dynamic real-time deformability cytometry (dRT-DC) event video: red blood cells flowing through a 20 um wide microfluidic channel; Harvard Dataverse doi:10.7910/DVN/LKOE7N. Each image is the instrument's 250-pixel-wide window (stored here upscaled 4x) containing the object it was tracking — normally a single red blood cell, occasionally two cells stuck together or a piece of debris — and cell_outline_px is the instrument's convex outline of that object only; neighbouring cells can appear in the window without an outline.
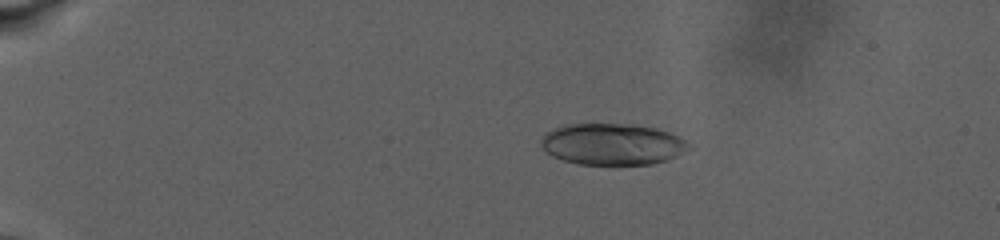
{"species": "human", "species_latin": "Homo sapiens", "temperature_condition": "warm", "stored_images_in_passage": 30, "camera_frame_rate_fps": 3000, "um_per_image_px": 0.085, "donor": {"sex": "male"}, "frame": {"image": 1, "passage_image": 13, "time_ms": 6.0, "image_size_px": [1000, 240], "cell_outline_px": [[688, 144], [676, 156], [668, 160], [652, 164], [576, 164], [552, 156], [544, 148], [540, 140], [544, 132], [564, 124], [632, 124], [656, 128], [668, 132], [684, 140]], "centroid_in_image_um": [51.97, 12.25], "position_along_channel_um": 33.0, "area_um2": 35.32}}
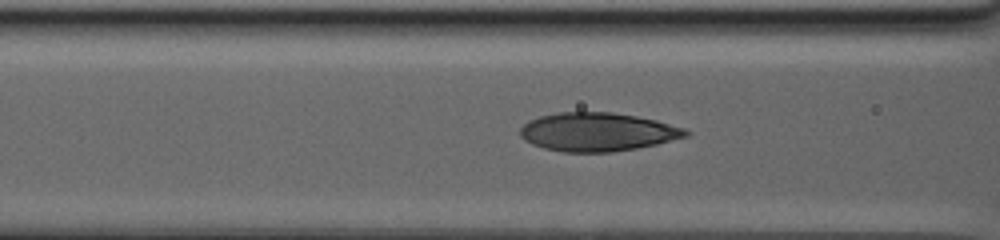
{"frame": {"image": 2, "passage_image": 24, "time_ms": 12.333, "image_size_px": [1000, 240], "cell_outline_px": [[692, 132], [688, 136], [656, 144], [636, 148], [612, 152], [564, 152], [544, 148], [532, 144], [524, 140], [520, 136], [520, 128], [528, 120], [540, 116], [556, 112], [612, 112], [636, 116], [656, 120], [684, 128]], "centroid_in_image_um": [50.77, 11.21], "position_along_channel_um": 115.8, "area_um2": 37.28}}
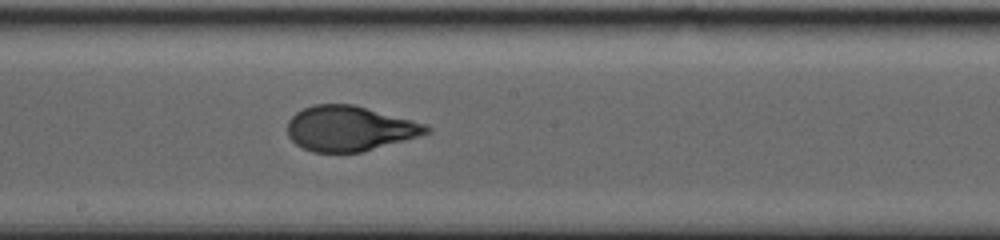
{"frame": {"image": 3, "passage_image": 30, "time_ms": 16.0, "image_size_px": [1000, 240], "cell_outline_px": [[432, 132], [420, 136], [360, 152], [312, 152], [296, 144], [288, 136], [288, 120], [296, 112], [304, 108], [316, 104], [352, 104], [428, 124], [432, 128]], "centroid_in_image_um": [29.74, 10.92], "position_along_channel_um": 218.5, "area_um2": 36.41}}